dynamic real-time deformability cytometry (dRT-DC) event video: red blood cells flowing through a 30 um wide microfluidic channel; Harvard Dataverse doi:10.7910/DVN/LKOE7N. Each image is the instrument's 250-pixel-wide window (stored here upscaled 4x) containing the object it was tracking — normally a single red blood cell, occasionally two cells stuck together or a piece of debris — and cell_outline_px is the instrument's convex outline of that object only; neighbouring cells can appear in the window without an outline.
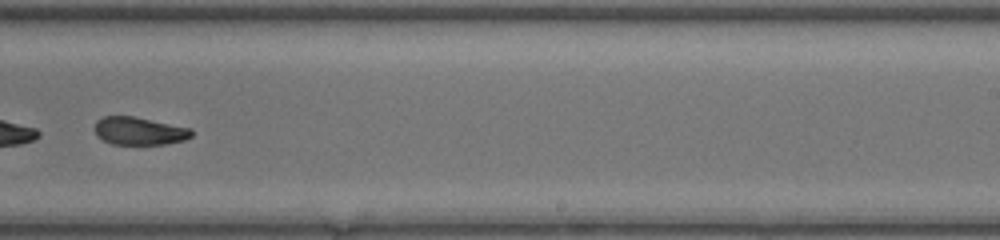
{"species": "common noctule bat (a hibernating species)", "species_latin": "Nyctalus noctula", "temperature_condition": "room temperature", "stored_images_in_passage": 50, "segment_of_instrument_passage": [2, 2], "camera_frame_rate_fps": 3000, "um_per_image_px": 0.085, "animal": {"sex": "female", "body_mass_g": 20.0, "forearm_length_mm": 54.0}, "frame": {"image": 1, "passage_image": 35, "time_ms": 11.333, "image_size_px": [1000, 240], "cell_outline_px": [[192, 136], [184, 140], [164, 144], [112, 144], [96, 136], [92, 128], [96, 120], [104, 116], [136, 116], [192, 128]], "centroid_in_image_um": [11.8, 11.12], "position_along_channel_um": 277.2, "area_um2": 16.01}}